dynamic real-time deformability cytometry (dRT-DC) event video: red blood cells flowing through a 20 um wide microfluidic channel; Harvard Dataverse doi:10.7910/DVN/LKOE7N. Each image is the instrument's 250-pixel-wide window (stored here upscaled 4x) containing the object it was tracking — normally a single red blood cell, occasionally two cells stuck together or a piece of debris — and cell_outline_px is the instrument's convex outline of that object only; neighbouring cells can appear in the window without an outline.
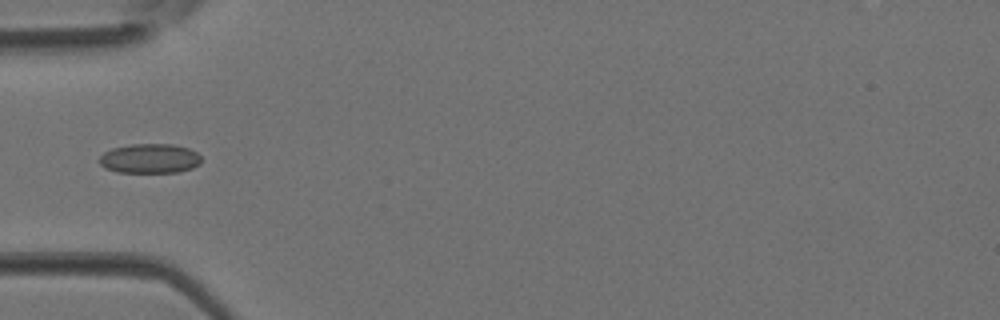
{"species": "Egyptian fruit bat (a non-hibernating species)", "species_latin": "Rousettus aegyptiacus", "temperature_condition": "room temperature", "stored_images_in_passage": 2, "camera_frame_rate_fps": 3000, "um_per_image_px": 0.085, "animal": {"sex": "female"}, "frame": {"image": 1, "passage_image": 2, "time_ms": 0.333, "image_size_px": [1000, 320], "cell_outline_px": [[200, 164], [192, 168], [180, 172], [116, 172], [104, 168], [100, 164], [100, 156], [104, 152], [112, 148], [132, 144], [172, 144], [188, 148], [196, 152], [200, 156]], "centroid_in_image_um": [12.72, 13.47], "position_along_channel_um": 72.3, "area_um2": 17.57}}